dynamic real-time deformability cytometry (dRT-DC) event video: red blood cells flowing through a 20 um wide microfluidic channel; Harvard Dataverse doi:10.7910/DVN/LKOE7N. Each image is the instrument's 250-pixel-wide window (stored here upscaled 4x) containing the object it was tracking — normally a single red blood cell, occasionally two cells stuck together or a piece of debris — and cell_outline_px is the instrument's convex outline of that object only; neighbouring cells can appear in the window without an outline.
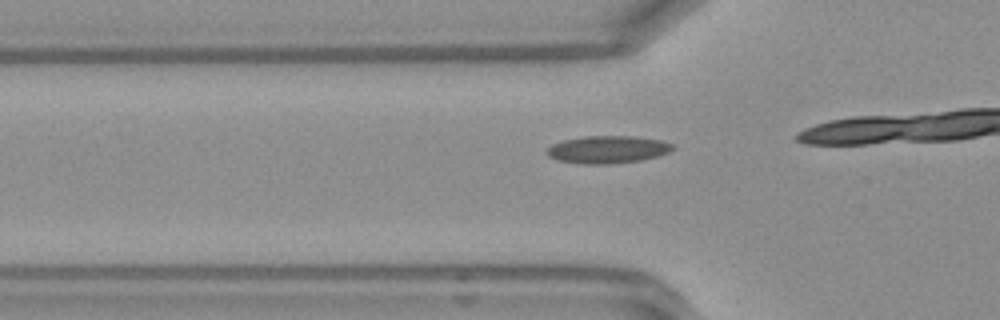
{"species": "Egyptian fruit bat (a non-hibernating species)", "species_latin": "Rousettus aegyptiacus", "temperature_condition": "warm", "stored_images_in_passage": 16, "camera_frame_rate_fps": 3000, "um_per_image_px": 0.085, "frame": {"image": 1, "passage_image": 11, "time_ms": 3.333, "image_size_px": [1000, 320], "cell_outline_px": [[672, 148], [668, 152], [656, 156], [640, 160], [608, 164], [580, 164], [556, 160], [548, 156], [544, 152], [552, 144], [564, 140], [584, 136], [636, 136], [660, 140], [672, 144]], "centroid_in_image_um": [51.58, 12.71], "position_along_channel_um": 74.2, "area_um2": 20.11}}
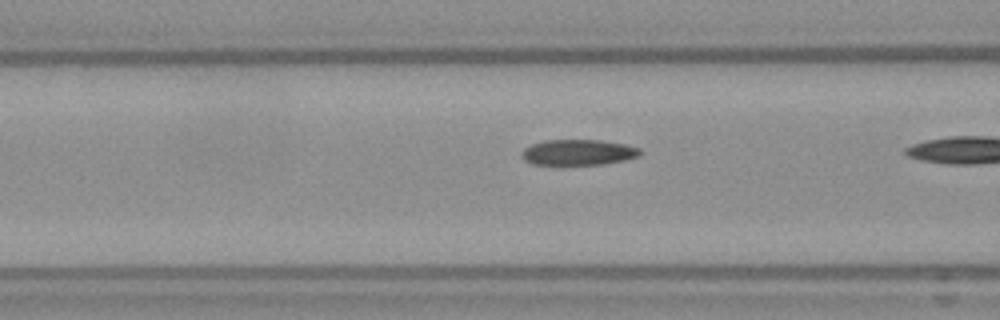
{"frame": {"image": 2, "passage_image": 14, "time_ms": 4.333, "image_size_px": [1000, 320], "cell_outline_px": [[640, 152], [636, 156], [624, 160], [604, 164], [560, 168], [532, 164], [524, 160], [520, 156], [520, 152], [524, 148], [532, 144], [544, 140], [600, 140], [624, 144], [640, 148]], "centroid_in_image_um": [49.03, 13.0], "position_along_channel_um": 117.6, "area_um2": 18.61}}